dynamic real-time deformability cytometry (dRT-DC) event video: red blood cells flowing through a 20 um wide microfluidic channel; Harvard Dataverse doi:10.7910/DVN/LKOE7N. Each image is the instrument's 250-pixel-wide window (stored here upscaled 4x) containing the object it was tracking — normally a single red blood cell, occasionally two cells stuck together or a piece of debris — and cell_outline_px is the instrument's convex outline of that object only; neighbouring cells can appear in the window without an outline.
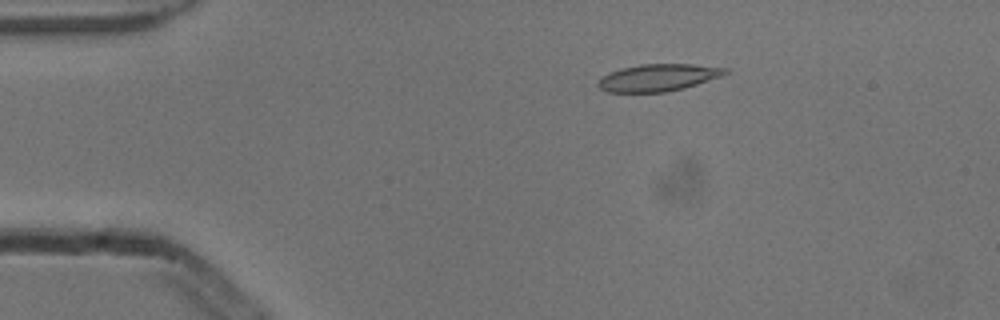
{"species": "common noctule bat (a hibernating species)", "species_latin": "Nyctalus noctula", "temperature_condition": "cold", "stored_images_in_passage": 5, "camera_frame_rate_fps": 3000, "um_per_image_px": 0.085, "animal": {"sex": "male", "body_mass_g": 13.3}, "frame": {"image": 1, "passage_image": 1, "time_ms": 0.0, "image_size_px": [1000, 320], "cell_outline_px": [[728, 72], [720, 76], [684, 88], [664, 92], [608, 92], [600, 88], [596, 84], [604, 76], [620, 68], [640, 64], [692, 64], [728, 68]], "centroid_in_image_um": [55.94, 6.59], "position_along_channel_um": 29.1, "area_um2": 19.83}}
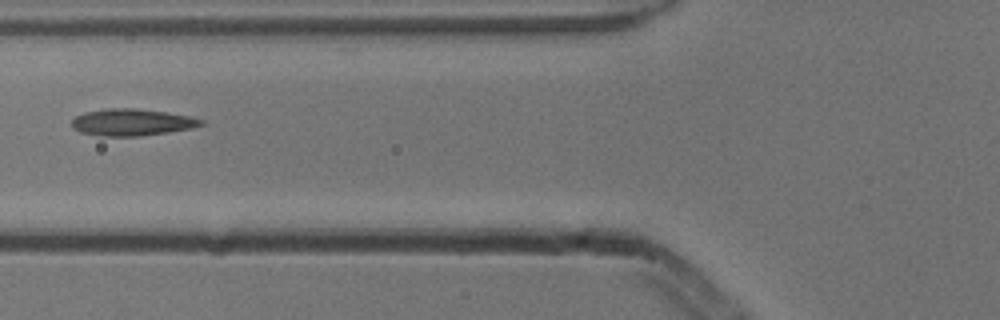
{"frame": {"image": 2, "passage_image": 4, "time_ms": 1.0, "image_size_px": [1000, 320], "cell_outline_px": [[204, 124], [192, 128], [168, 132], [140, 136], [100, 136], [80, 132], [72, 128], [72, 120], [76, 116], [84, 112], [104, 108], [136, 108], [168, 112], [192, 116], [204, 120]], "centroid_in_image_um": [11.22, 10.38], "position_along_channel_um": 114.6, "area_um2": 20.46}}
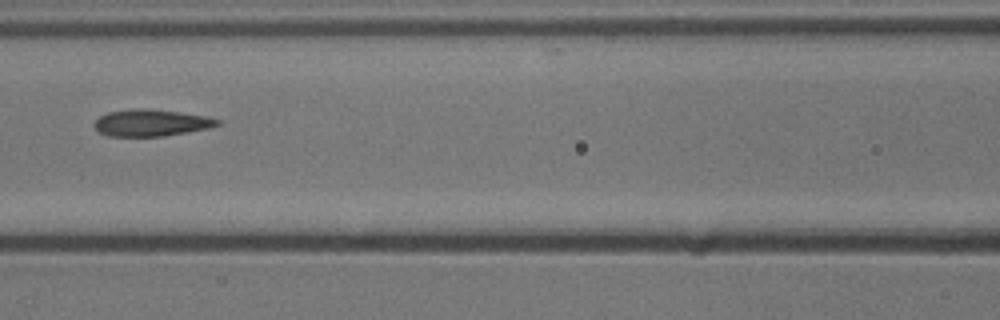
{"frame": {"image": 3, "passage_image": 5, "time_ms": 1.333, "image_size_px": [1000, 320], "cell_outline_px": [[220, 124], [208, 128], [164, 136], [108, 136], [100, 132], [92, 124], [100, 116], [108, 112], [136, 108], [144, 108], [180, 112], [208, 116], [220, 120]], "centroid_in_image_um": [12.85, 10.43], "position_along_channel_um": 153.8, "area_um2": 19.13}}